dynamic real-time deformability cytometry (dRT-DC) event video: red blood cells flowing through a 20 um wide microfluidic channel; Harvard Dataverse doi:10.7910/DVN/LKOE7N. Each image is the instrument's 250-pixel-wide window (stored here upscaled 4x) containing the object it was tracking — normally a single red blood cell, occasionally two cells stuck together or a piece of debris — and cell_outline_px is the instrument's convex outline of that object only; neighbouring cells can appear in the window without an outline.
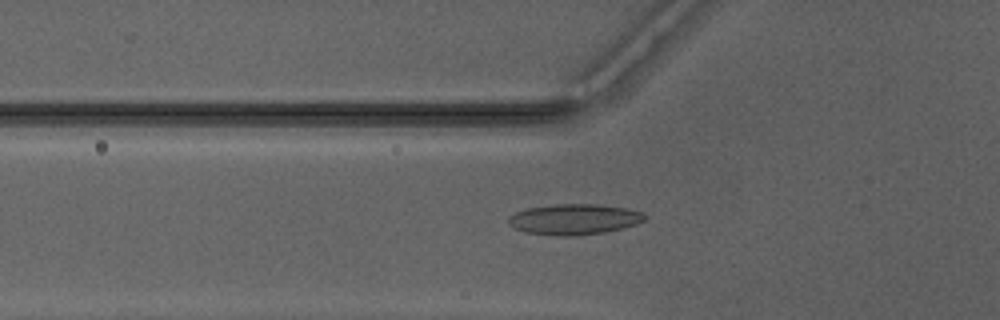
{"species": "Egyptian fruit bat (a non-hibernating species)", "species_latin": "Rousettus aegyptiacus", "temperature_condition": "warm", "stored_images_in_passage": 33, "camera_frame_rate_fps": 3000, "um_per_image_px": 0.085, "animal": {"sex": "male"}, "frame": {"image": 1, "passage_image": 7, "time_ms": 2.0, "image_size_px": [1000, 320], "cell_outline_px": [[644, 220], [636, 224], [604, 232], [572, 236], [560, 236], [524, 232], [508, 224], [508, 216], [516, 212], [528, 208], [556, 204], [596, 204], [624, 208], [644, 212]], "centroid_in_image_um": [48.77, 18.64], "position_along_channel_um": 77.0, "area_um2": 24.1}}
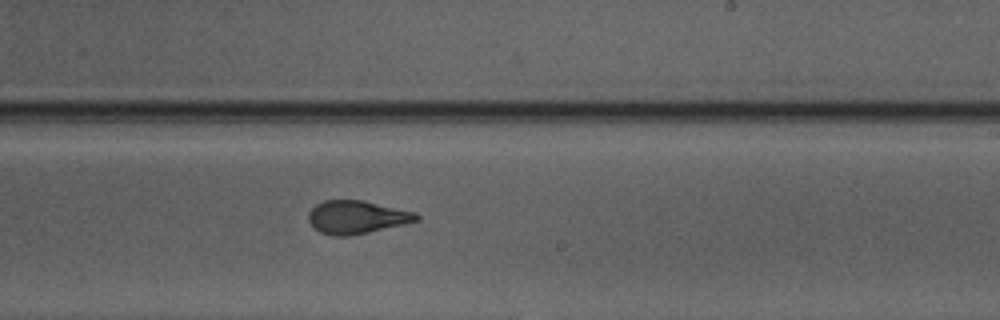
{"frame": {"image": 2, "passage_image": 20, "time_ms": 6.333, "image_size_px": [1000, 320], "cell_outline_px": [[420, 220], [404, 224], [368, 232], [348, 236], [332, 236], [320, 232], [308, 220], [308, 212], [316, 204], [324, 200], [364, 200], [416, 212], [420, 216]], "centroid_in_image_um": [30.33, 18.45], "position_along_channel_um": 258.7, "area_um2": 20.87}}
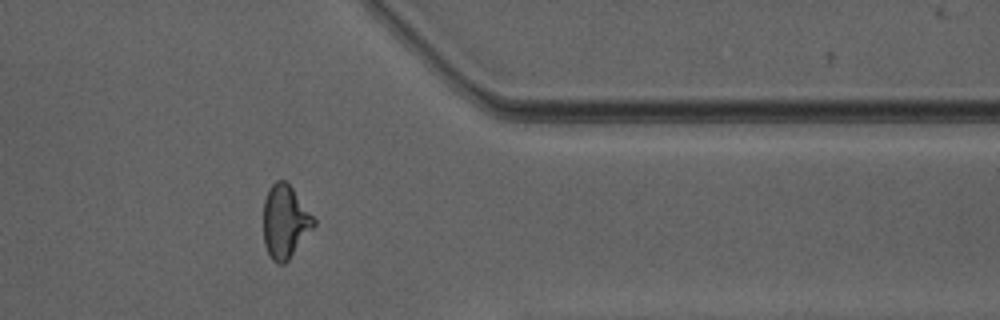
{"frame": {"image": 3, "passage_image": 30, "time_ms": 9.667, "image_size_px": [1000, 320], "cell_outline_px": [[316, 224], [288, 260], [284, 264], [276, 264], [272, 260], [264, 244], [264, 200], [268, 188], [276, 180], [284, 180], [292, 188], [316, 220]], "centroid_in_image_um": [24.22, 18.84], "position_along_channel_um": 387.2, "area_um2": 21.27}, "authors_computed_cell_mechanics": {"area_um2": 21.1548, "velocity_mm_per_s": 4.1778, "shape_relaxation_time_tau1_ms": 5.6238, "shape_relaxation_time_tau2_ms": 1.0609, "deformation_change_tau1": 0.1841, "deformation_change_tau2": 0.0933}}